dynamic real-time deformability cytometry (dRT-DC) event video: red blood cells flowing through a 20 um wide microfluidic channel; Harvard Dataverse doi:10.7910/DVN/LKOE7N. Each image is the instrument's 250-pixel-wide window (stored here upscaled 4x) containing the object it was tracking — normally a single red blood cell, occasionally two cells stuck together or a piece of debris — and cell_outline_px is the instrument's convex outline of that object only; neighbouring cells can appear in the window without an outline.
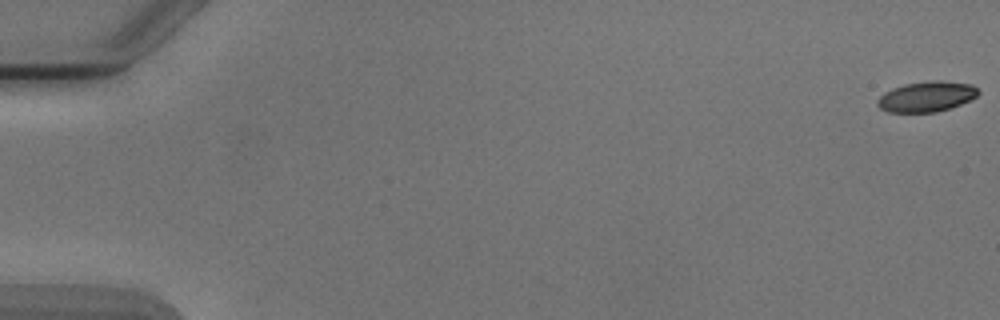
{"species": "Egyptian fruit bat (a non-hibernating species)", "species_latin": "Rousettus aegyptiacus", "temperature_condition": "cold", "stored_images_in_passage": 6, "segment_of_instrument_passage": [1, 2], "camera_frame_rate_fps": 3000, "um_per_image_px": 0.085, "animal": {"sex": "male"}, "frame": {"image": 1, "passage_image": 1, "time_ms": 0.0, "image_size_px": [1000, 320], "cell_outline_px": [[980, 92], [976, 96], [960, 104], [936, 112], [888, 112], [880, 108], [876, 104], [876, 100], [884, 92], [892, 88], [904, 84], [932, 80], [940, 80], [972, 84]], "centroid_in_image_um": [78.72, 8.2], "position_along_channel_um": 6.3, "area_um2": 17.8}}
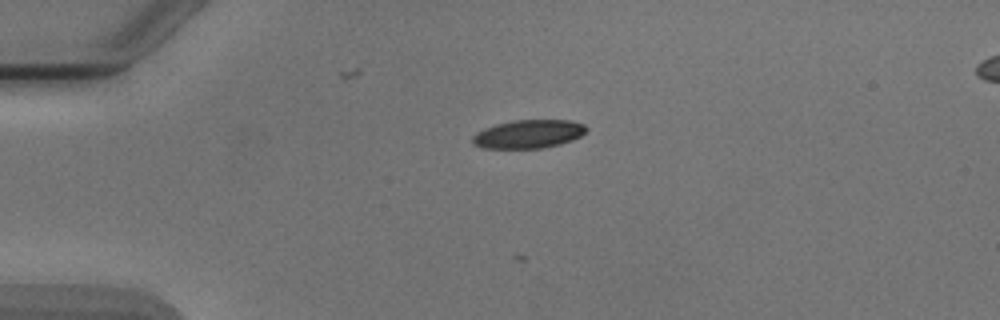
{"frame": {"image": 2, "passage_image": 4, "time_ms": 4.333, "image_size_px": [1000, 320], "cell_outline_px": [[588, 128], [580, 136], [572, 140], [560, 144], [540, 148], [484, 148], [472, 144], [472, 136], [476, 132], [484, 128], [496, 124], [512, 120], [572, 120], [584, 124]], "centroid_in_image_um": [44.9, 11.38], "position_along_channel_um": 40.1, "area_um2": 18.9}}